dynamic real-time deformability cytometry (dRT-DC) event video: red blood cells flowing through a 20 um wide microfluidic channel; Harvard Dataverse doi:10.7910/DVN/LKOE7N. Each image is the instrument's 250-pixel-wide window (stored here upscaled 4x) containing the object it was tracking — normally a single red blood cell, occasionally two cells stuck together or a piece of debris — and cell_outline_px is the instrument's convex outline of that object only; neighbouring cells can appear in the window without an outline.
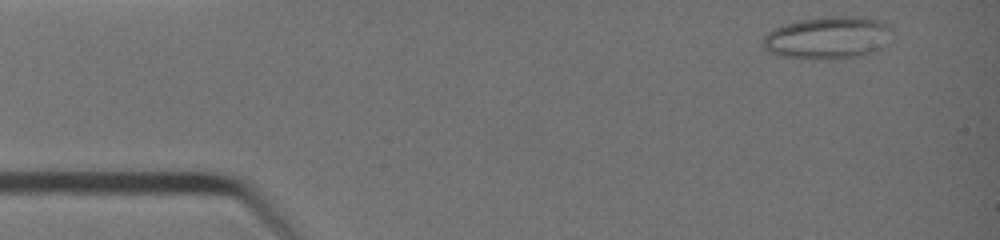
{"species": "common noctule bat (a hibernating species)", "species_latin": "Nyctalus noctula", "temperature_condition": "warm", "stored_images_in_passage": 36, "camera_frame_rate_fps": 3000, "um_per_image_px": 0.085, "animal": {"sex": "female", "body_mass_g": 19.0, "forearm_length_mm": 51.5}, "frame": {"image": 1, "passage_image": 3, "time_ms": 0.667, "image_size_px": [1000, 240], "cell_outline_px": [[888, 44], [876, 52], [860, 56], [820, 60], [776, 56], [760, 48], [760, 44], [764, 36], [768, 32], [784, 24], [800, 20], [824, 16], [860, 16], [880, 20], [888, 24]], "centroid_in_image_um": [70.31, 3.22], "position_along_channel_um": 14.7, "area_um2": 32.54}}
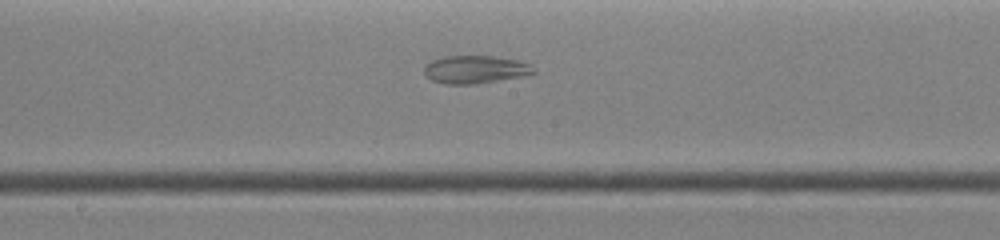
{"frame": {"image": 2, "passage_image": 21, "time_ms": 6.667, "image_size_px": [1000, 240], "cell_outline_px": [[536, 72], [520, 76], [476, 84], [444, 84], [432, 80], [424, 76], [424, 64], [432, 60], [444, 56], [496, 56], [516, 60], [532, 64]], "centroid_in_image_um": [40.35, 5.9], "position_along_channel_um": 207.9, "area_um2": 17.86}}
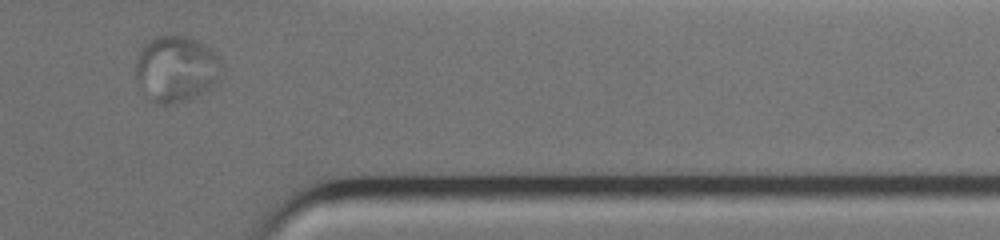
{"frame": {"image": 3, "passage_image": 33, "time_ms": 10.667, "image_size_px": [1000, 240], "cell_outline_px": [[224, 76], [208, 92], [188, 100], [172, 104], [160, 104], [152, 100], [140, 88], [136, 80], [136, 60], [140, 48], [148, 40], [156, 36], [188, 36], [204, 44], [220, 56], [224, 64]], "centroid_in_image_um": [15.05, 5.86], "position_along_channel_um": 396.4, "area_um2": 34.1}}